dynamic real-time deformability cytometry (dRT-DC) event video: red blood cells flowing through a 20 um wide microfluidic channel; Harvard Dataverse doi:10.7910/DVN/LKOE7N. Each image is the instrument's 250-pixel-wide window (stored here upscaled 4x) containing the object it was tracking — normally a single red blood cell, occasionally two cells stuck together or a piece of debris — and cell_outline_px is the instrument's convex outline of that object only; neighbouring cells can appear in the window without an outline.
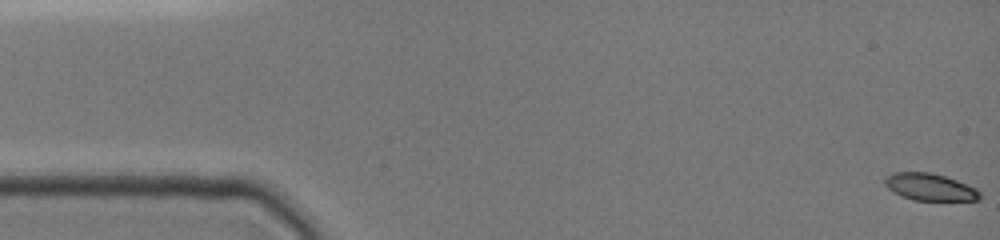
{"species": "common noctule bat (a hibernating species)", "species_latin": "Nyctalus noctula", "temperature_condition": "cold", "stored_images_in_passage": 5, "camera_frame_rate_fps": 3000, "um_per_image_px": 0.085, "animal": {"sex": "female", "body_mass_g": 19.0, "forearm_length_mm": 51.5}, "frame": {"image": 1, "passage_image": 1, "time_ms": 0.0, "image_size_px": [1000, 240], "cell_outline_px": [[980, 200], [912, 200], [900, 196], [888, 188], [884, 184], [884, 180], [892, 172], [928, 172], [944, 176], [956, 180], [976, 188], [980, 192]], "centroid_in_image_um": [79.02, 15.9], "position_along_channel_um": 6.0, "area_um2": 14.91}}
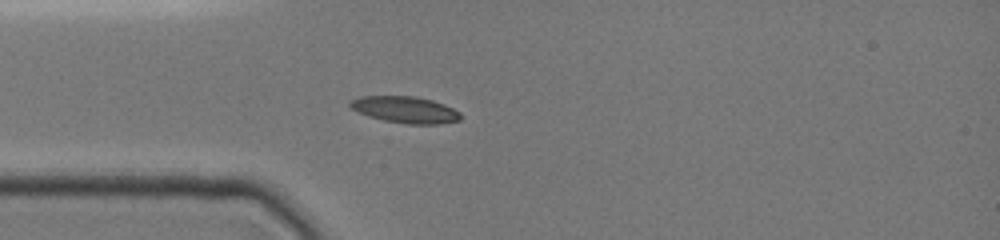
{"frame": {"image": 2, "passage_image": 5, "time_ms": 1.333, "image_size_px": [1000, 240], "cell_outline_px": [[460, 120], [436, 124], [408, 124], [384, 120], [368, 116], [352, 108], [348, 104], [348, 100], [360, 96], [416, 96], [432, 100], [444, 104], [460, 112]], "centroid_in_image_um": [34.42, 9.31], "position_along_channel_um": 50.6, "area_um2": 17.05}}